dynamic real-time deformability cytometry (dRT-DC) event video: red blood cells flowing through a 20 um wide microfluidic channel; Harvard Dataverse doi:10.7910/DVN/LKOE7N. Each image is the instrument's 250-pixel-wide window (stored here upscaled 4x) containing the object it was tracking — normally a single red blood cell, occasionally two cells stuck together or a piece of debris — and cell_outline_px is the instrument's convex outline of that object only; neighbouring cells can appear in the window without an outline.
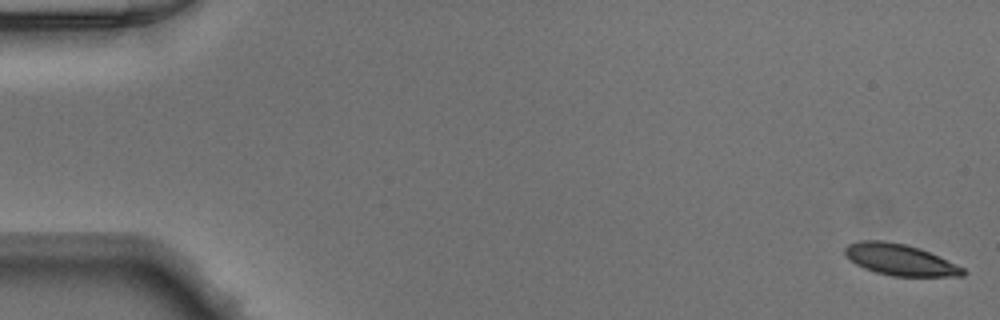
{"species": "Egyptian fruit bat (a non-hibernating species)", "species_latin": "Rousettus aegyptiacus", "temperature_condition": "warm", "stored_images_in_passage": 50, "camera_frame_rate_fps": 3000, "um_per_image_px": 0.085, "animal": {"sex": "male"}, "frame": {"image": 1, "passage_image": 1, "time_ms": 0.0, "image_size_px": [1000, 320], "cell_outline_px": [[968, 272], [964, 276], [892, 276], [876, 272], [864, 268], [856, 264], [844, 252], [844, 248], [848, 244], [860, 240], [884, 240], [904, 244], [920, 248], [964, 268]], "centroid_in_image_um": [76.5, 22.07], "position_along_channel_um": 8.5, "area_um2": 21.39}}
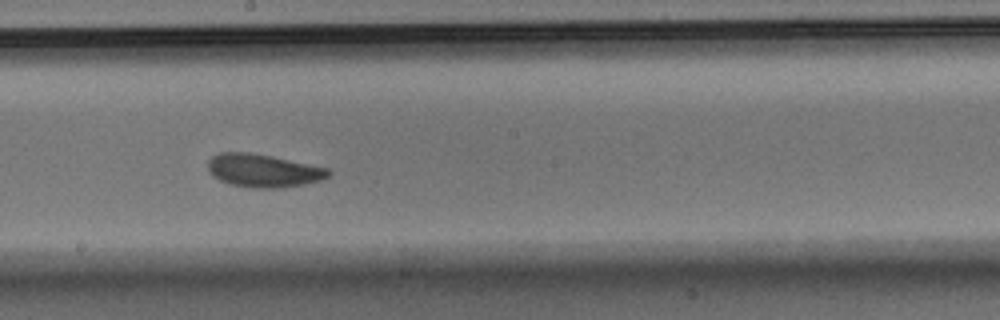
{"frame": {"image": 2, "passage_image": 28, "time_ms": 9.0, "image_size_px": [1000, 320], "cell_outline_px": [[332, 172], [328, 176], [320, 180], [304, 184], [280, 188], [256, 188], [232, 184], [220, 180], [212, 176], [208, 172], [208, 160], [212, 156], [220, 152], [252, 152], [272, 156], [328, 168]], "centroid_in_image_um": [22.36, 14.49], "position_along_channel_um": 225.8, "area_um2": 23.24}}
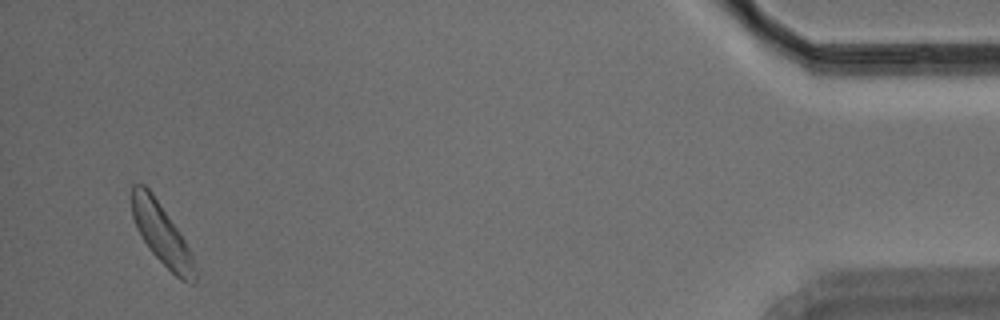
{"frame": {"image": 3, "passage_image": 48, "time_ms": 15.667, "image_size_px": [1000, 320], "cell_outline_px": [[196, 280], [192, 284], [188, 284], [180, 280], [148, 248], [136, 228], [132, 216], [132, 184], [144, 184], [152, 192], [180, 232], [192, 256], [196, 272]], "centroid_in_image_um": [13.73, 19.9], "position_along_channel_um": 421.5, "area_um2": 22.25}}